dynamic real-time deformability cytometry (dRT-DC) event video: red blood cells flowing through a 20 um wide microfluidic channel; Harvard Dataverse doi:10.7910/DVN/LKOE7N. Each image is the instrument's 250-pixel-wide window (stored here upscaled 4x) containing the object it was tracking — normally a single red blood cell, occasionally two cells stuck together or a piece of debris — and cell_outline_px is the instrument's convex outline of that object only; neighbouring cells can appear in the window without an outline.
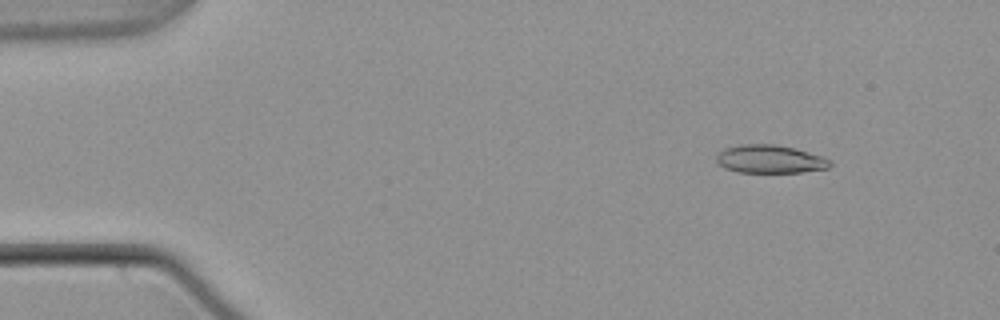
{"species": "common noctule bat (a hibernating species)", "species_latin": "Nyctalus noctula", "temperature_condition": "warm", "stored_images_in_passage": 55, "camera_frame_rate_fps": 3000, "um_per_image_px": 0.085, "animal": {"sex": "male", "body_mass_g": 21.5, "forearm_length_mm": 52.0}, "frame": {"image": 1, "passage_image": 7, "time_ms": 2.0, "image_size_px": [1000, 320], "cell_outline_px": [[832, 164], [828, 168], [800, 172], [736, 172], [724, 168], [716, 160], [716, 156], [724, 148], [740, 144], [772, 144], [796, 148], [832, 160]], "centroid_in_image_um": [65.44, 13.52], "position_along_channel_um": 19.6, "area_um2": 18.61}}
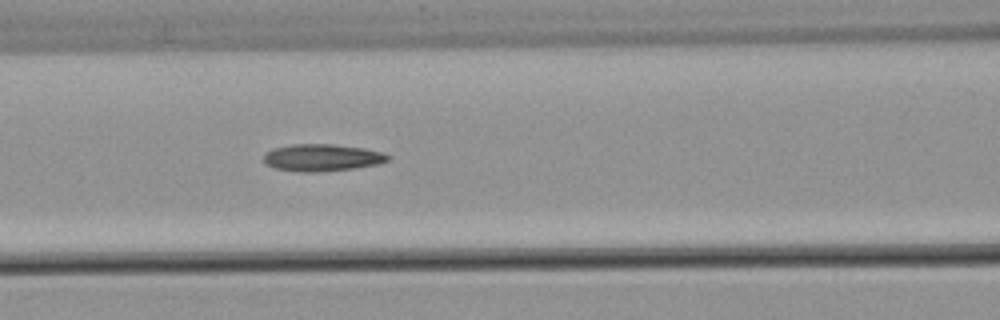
{"frame": {"image": 2, "passage_image": 24, "time_ms": 7.667, "image_size_px": [1000, 320], "cell_outline_px": [[388, 160], [376, 164], [352, 168], [320, 172], [296, 172], [276, 168], [264, 164], [264, 152], [272, 148], [292, 144], [332, 144], [364, 148], [380, 152], [388, 156]], "centroid_in_image_um": [27.28, 13.39], "position_along_channel_um": 139.3, "area_um2": 19.54}}
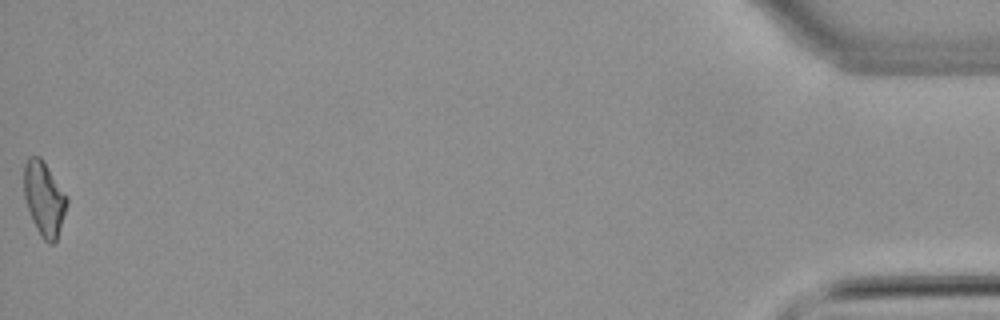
{"frame": {"image": 3, "passage_image": 55, "time_ms": 18.0, "image_size_px": [1000, 320], "cell_outline_px": [[68, 204], [56, 240], [52, 244], [48, 244], [44, 240], [36, 228], [32, 220], [24, 196], [24, 164], [28, 156], [40, 156], [68, 196]], "centroid_in_image_um": [3.76, 16.87], "position_along_channel_um": 431.4, "area_um2": 18.55}, "authors_computed_cell_mechanics": {"area_um2": 18.7272, "velocity_mm_per_s": 3.8083, "shape_relaxation_time_tau1_ms": null, "shape_relaxation_time_tau2_ms": 9.1054, "deformation_change_tau1": null, "deformation_change_tau2": 0.2362}}